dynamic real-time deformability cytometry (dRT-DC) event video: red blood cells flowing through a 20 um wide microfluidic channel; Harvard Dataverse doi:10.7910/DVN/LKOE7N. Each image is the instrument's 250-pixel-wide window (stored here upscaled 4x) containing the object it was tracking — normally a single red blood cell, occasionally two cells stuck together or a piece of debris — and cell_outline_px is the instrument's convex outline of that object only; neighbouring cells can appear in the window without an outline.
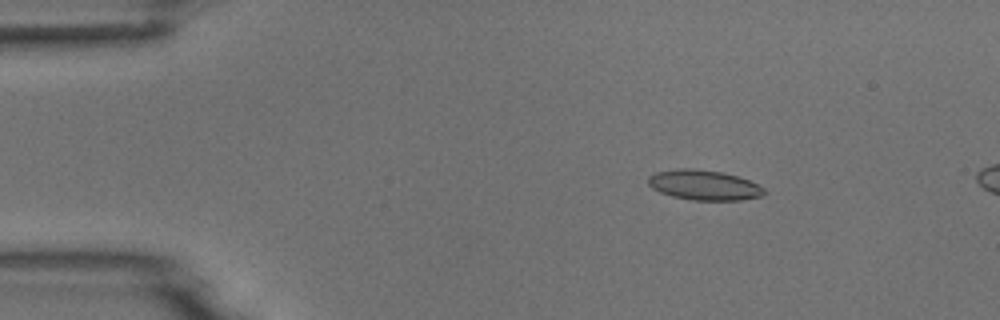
{"species": "common noctule bat (a hibernating species)", "species_latin": "Nyctalus noctula", "temperature_condition": "room temperature", "stored_images_in_passage": 4, "camera_frame_rate_fps": 3000, "um_per_image_px": 0.085, "animal": {"sex": "male", "body_mass_g": 18.8}, "frame": {"image": 1, "passage_image": 2, "time_ms": 2.0, "image_size_px": [1000, 320], "cell_outline_px": [[764, 192], [760, 196], [740, 200], [692, 200], [672, 196], [660, 192], [652, 188], [648, 184], [648, 176], [656, 172], [676, 168], [692, 168], [724, 172], [748, 180], [764, 188]], "centroid_in_image_um": [59.79, 15.72], "position_along_channel_um": 25.2, "area_um2": 20.23}}